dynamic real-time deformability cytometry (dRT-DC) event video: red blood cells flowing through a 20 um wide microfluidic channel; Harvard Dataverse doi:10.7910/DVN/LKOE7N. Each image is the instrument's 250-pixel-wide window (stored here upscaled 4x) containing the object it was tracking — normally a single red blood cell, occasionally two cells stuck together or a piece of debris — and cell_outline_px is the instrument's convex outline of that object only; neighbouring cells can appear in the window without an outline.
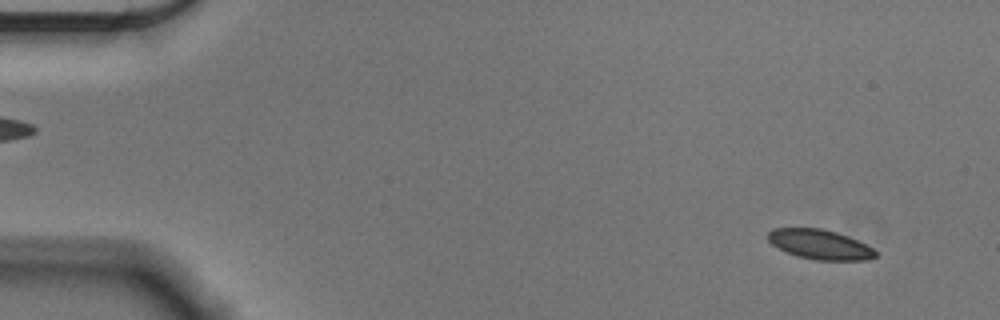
{"species": "Egyptian fruit bat (a non-hibernating species)", "species_latin": "Rousettus aegyptiacus", "temperature_condition": "cold", "stored_images_in_passage": 55, "camera_frame_rate_fps": 3000, "um_per_image_px": 0.085, "animal": {"sex": "male"}, "frame": {"image": 1, "passage_image": 4, "time_ms": 1.0, "image_size_px": [1000, 320], "cell_outline_px": [[876, 256], [868, 260], [816, 260], [796, 256], [772, 244], [768, 240], [768, 232], [772, 228], [820, 228], [836, 232], [848, 236], [872, 248], [876, 252]], "centroid_in_image_um": [69.67, 20.77], "position_along_channel_um": 15.3, "area_um2": 18.44}}
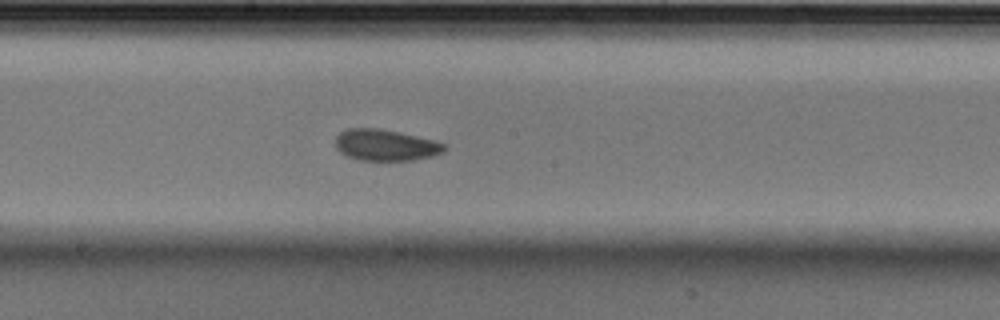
{"frame": {"image": 2, "passage_image": 30, "time_ms": 9.667, "image_size_px": [1000, 320], "cell_outline_px": [[448, 148], [444, 152], [432, 156], [412, 160], [360, 160], [348, 156], [340, 152], [336, 148], [336, 136], [340, 132], [348, 128], [380, 128], [400, 132], [432, 140], [444, 144]], "centroid_in_image_um": [32.77, 12.33], "position_along_channel_um": 215.4, "area_um2": 19.83}}
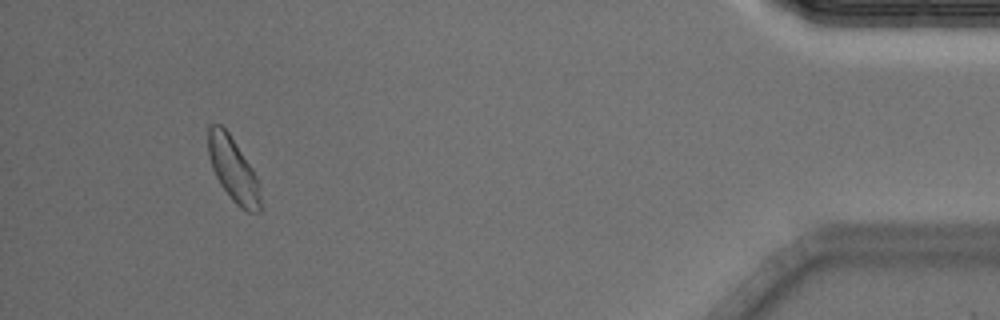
{"frame": {"image": 3, "passage_image": 52, "time_ms": 17.0, "image_size_px": [1000, 320], "cell_outline_px": [[260, 212], [248, 212], [240, 208], [232, 200], [220, 184], [212, 168], [208, 156], [208, 124], [220, 124], [228, 132], [252, 168], [260, 184]], "centroid_in_image_um": [19.81, 14.42], "position_along_channel_um": 415.4, "area_um2": 19.48}, "authors_computed_cell_mechanics": {"area_um2": 19.4786, "velocity_mm_per_s": 3.5843, "shape_relaxation_time_tau1_ms": 4.3479, "shape_relaxation_time_tau2_ms": 1.4978, "deformation_change_tau1": 0.0836, "deformation_change_tau2": 0.0376}}